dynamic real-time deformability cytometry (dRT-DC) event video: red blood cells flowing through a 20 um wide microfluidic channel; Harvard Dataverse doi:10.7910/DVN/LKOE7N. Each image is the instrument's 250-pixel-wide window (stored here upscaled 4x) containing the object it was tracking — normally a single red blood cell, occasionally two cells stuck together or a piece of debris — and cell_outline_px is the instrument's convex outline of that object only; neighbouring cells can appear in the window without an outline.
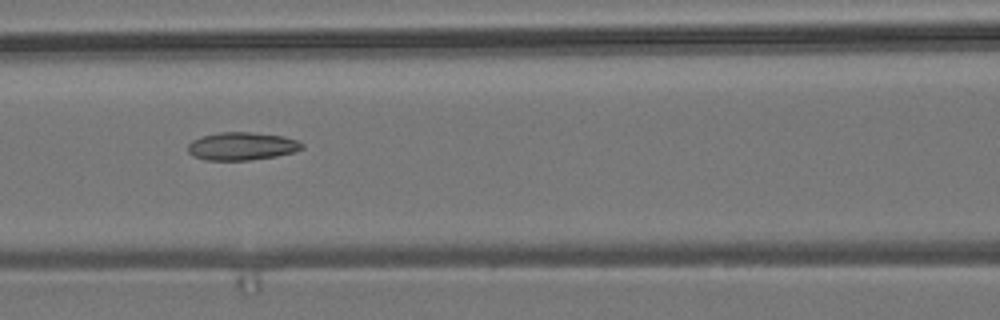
{"species": "common noctule bat (a hibernating species)", "species_latin": "Nyctalus noctula", "temperature_condition": "room temperature", "stored_images_in_passage": 7, "camera_frame_rate_fps": 3000, "um_per_image_px": 0.085, "animal": {"sex": "male", "body_mass_g": 19.2, "forearm_length_mm": 51.8}, "frame": {"image": 1, "passage_image": 3, "time_ms": 0.667, "image_size_px": [1000, 320], "cell_outline_px": [[304, 148], [296, 152], [276, 156], [248, 160], [204, 160], [192, 156], [188, 152], [188, 144], [192, 140], [204, 136], [220, 132], [248, 132], [284, 136], [300, 140], [304, 144]], "centroid_in_image_um": [20.6, 12.43], "position_along_channel_um": 146.0, "area_um2": 18.73}}
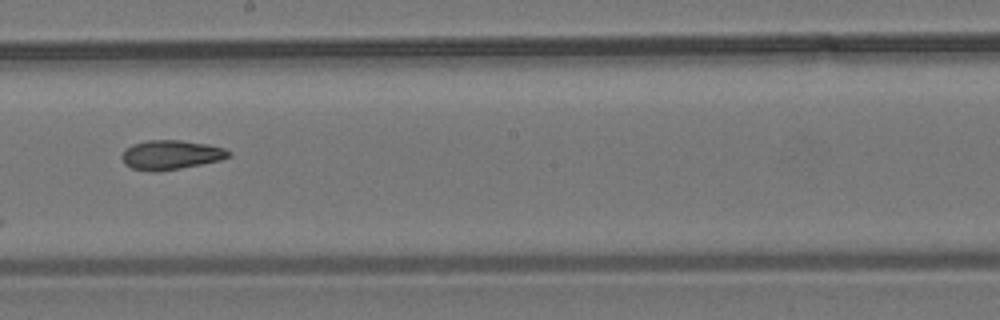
{"frame": {"image": 2, "passage_image": 5, "time_ms": 1.333, "image_size_px": [1000, 320], "cell_outline_px": [[232, 156], [220, 160], [180, 168], [156, 172], [152, 172], [132, 168], [124, 164], [120, 156], [124, 148], [132, 144], [148, 140], [180, 140], [208, 144], [224, 148], [232, 152]], "centroid_in_image_um": [14.5, 13.16], "position_along_channel_um": 233.7, "area_um2": 18.44}}
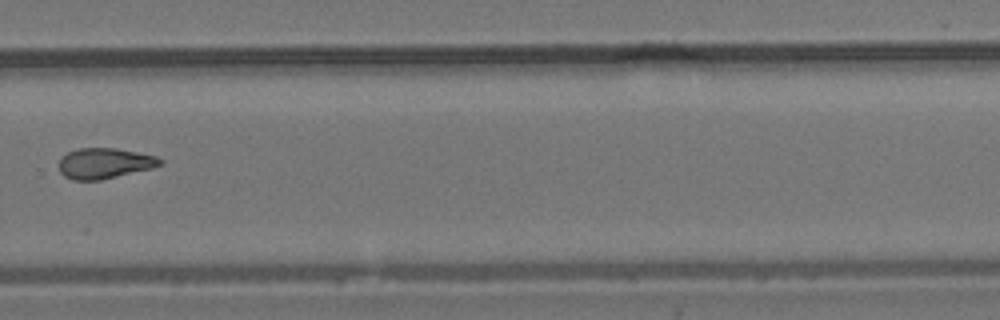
{"frame": {"image": 3, "passage_image": 7, "time_ms": 2.0, "image_size_px": [1000, 320], "cell_outline_px": [[164, 160], [160, 164], [152, 168], [100, 180], [72, 180], [64, 176], [60, 172], [60, 160], [68, 152], [76, 148], [116, 148], [156, 156]], "centroid_in_image_um": [8.88, 13.88], "position_along_channel_um": 320.9, "area_um2": 17.86}}